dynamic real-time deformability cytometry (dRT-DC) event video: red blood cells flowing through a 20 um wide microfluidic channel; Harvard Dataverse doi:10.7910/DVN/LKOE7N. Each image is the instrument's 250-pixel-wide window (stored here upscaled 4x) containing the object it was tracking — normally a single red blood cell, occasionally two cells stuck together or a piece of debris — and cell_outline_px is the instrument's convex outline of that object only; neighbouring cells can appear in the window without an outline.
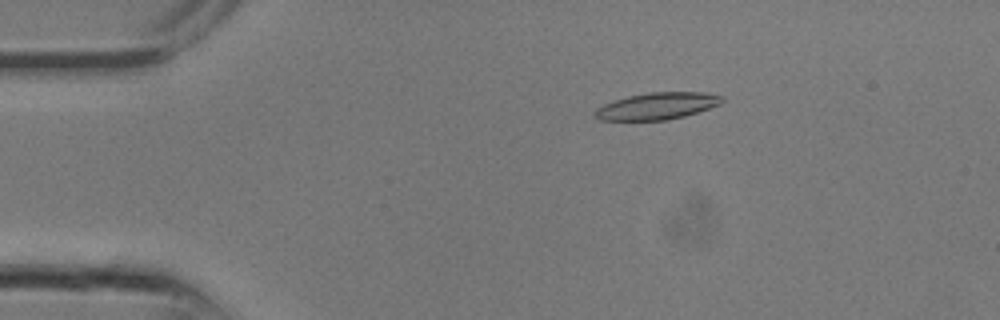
{"species": "common noctule bat (a hibernating species)", "species_latin": "Nyctalus noctula", "temperature_condition": "room temperature", "stored_images_in_passage": 10, "camera_frame_rate_fps": 3000, "um_per_image_px": 0.085, "animal": {"sex": "male", "body_mass_g": 13.3}, "frame": {"image": 1, "passage_image": 5, "time_ms": 1.333, "image_size_px": [1000, 320], "cell_outline_px": [[724, 100], [720, 104], [684, 116], [668, 120], [600, 120], [592, 116], [592, 112], [596, 108], [604, 104], [628, 96], [648, 92], [704, 92], [724, 96]], "centroid_in_image_um": [55.83, 9.01], "position_along_channel_um": 29.2, "area_um2": 19.94}}
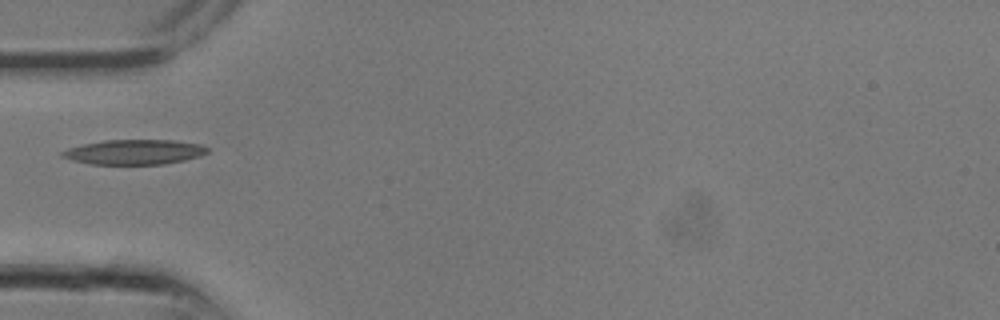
{"frame": {"image": 2, "passage_image": 9, "time_ms": 2.667, "image_size_px": [1000, 320], "cell_outline_px": [[208, 152], [200, 156], [184, 160], [164, 164], [92, 164], [72, 160], [60, 156], [60, 152], [68, 148], [84, 144], [104, 140], [172, 140], [200, 144], [208, 148]], "centroid_in_image_um": [11.41, 12.92], "position_along_channel_um": 73.6, "area_um2": 20.98}}